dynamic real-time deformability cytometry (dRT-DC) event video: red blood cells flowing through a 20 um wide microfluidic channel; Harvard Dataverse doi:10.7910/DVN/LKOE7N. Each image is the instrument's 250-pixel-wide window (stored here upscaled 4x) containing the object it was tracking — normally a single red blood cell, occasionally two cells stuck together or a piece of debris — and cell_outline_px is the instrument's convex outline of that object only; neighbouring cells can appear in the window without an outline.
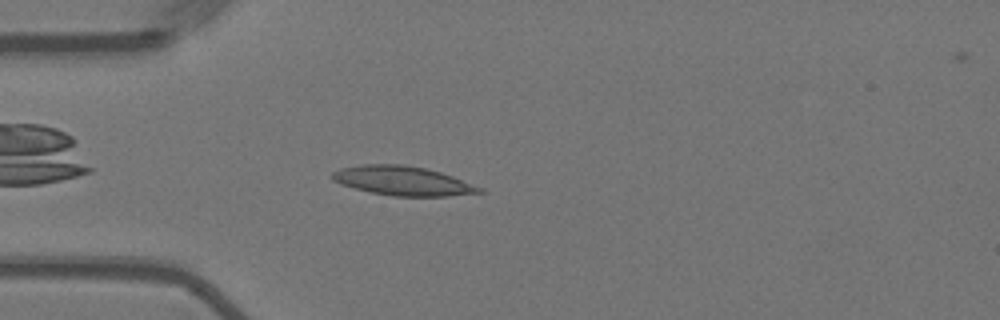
{"species": "Egyptian fruit bat (a non-hibernating species)", "species_latin": "Rousettus aegyptiacus", "temperature_condition": "warm", "stored_images_in_passage": 45, "camera_frame_rate_fps": 3000, "um_per_image_px": 0.085, "animal": {"sex": "female"}, "frame": {"image": 1, "passage_image": 4, "time_ms": 1.0, "image_size_px": [1000, 320], "cell_outline_px": [[484, 192], [448, 196], [392, 196], [372, 192], [340, 184], [332, 180], [332, 172], [340, 168], [364, 164], [404, 164], [424, 168], [440, 172], [452, 176], [484, 188]], "centroid_in_image_um": [34.24, 15.37], "position_along_channel_um": 50.8, "area_um2": 24.97}}
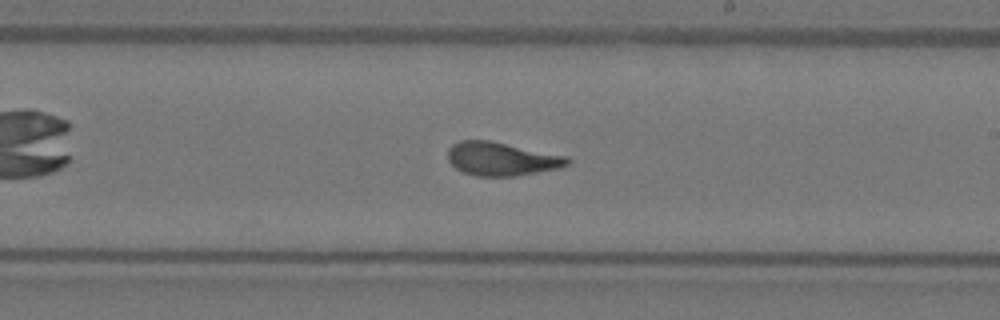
{"frame": {"image": 2, "passage_image": 21, "time_ms": 6.667, "image_size_px": [1000, 320], "cell_outline_px": [[572, 160], [568, 164], [560, 168], [516, 176], [476, 176], [464, 172], [456, 168], [448, 160], [448, 148], [452, 144], [460, 140], [488, 140], [568, 156]], "centroid_in_image_um": [42.64, 13.5], "position_along_channel_um": 246.4, "area_um2": 23.35}}
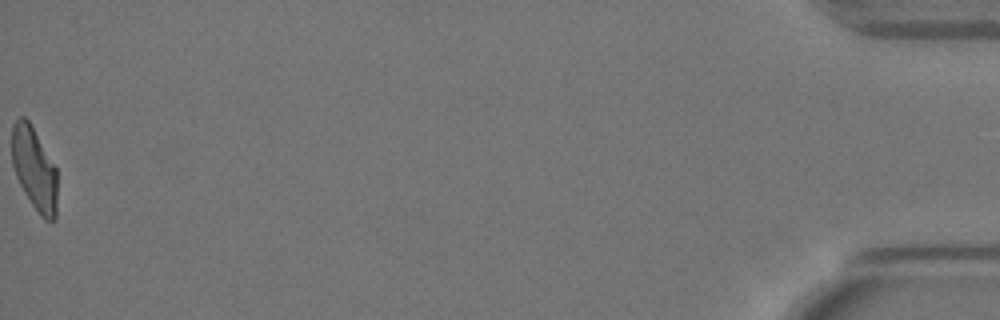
{"frame": {"image": 3, "passage_image": 45, "time_ms": 14.667, "image_size_px": [1000, 320], "cell_outline_px": [[56, 220], [44, 220], [40, 216], [24, 192], [16, 176], [12, 164], [12, 124], [20, 116], [24, 116], [28, 120], [56, 168]], "centroid_in_image_um": [2.9, 14.36], "position_along_channel_um": 432.3, "area_um2": 21.68}, "authors_computed_cell_mechanics": {"area_um2": 23.2934, "velocity_mm_per_s": 3.6084, "shape_relaxation_time_tau1_ms": 5.4392, "shape_relaxation_time_tau2_ms": 1.1251, "deformation_change_tau1": 0.1922, "deformation_change_tau2": 0.0852}}